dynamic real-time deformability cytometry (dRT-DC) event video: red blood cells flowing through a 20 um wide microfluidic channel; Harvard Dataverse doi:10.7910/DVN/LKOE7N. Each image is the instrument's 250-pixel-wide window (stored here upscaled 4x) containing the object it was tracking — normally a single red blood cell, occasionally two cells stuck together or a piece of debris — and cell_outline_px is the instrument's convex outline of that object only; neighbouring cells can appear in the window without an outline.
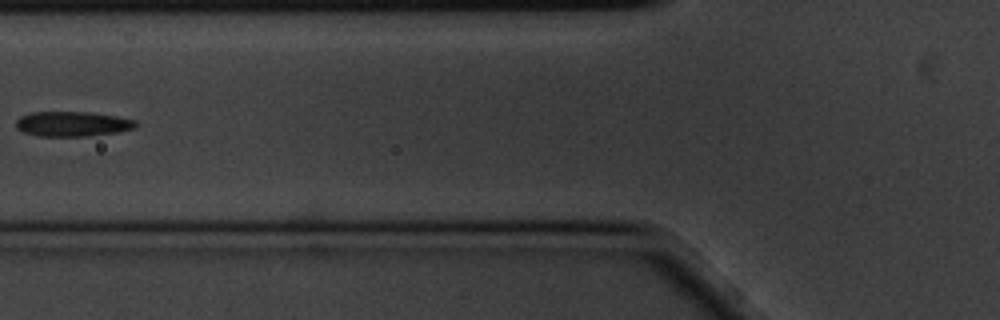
{"species": "common noctule bat (a hibernating species)", "species_latin": "Nyctalus noctula", "temperature_condition": "cold", "stored_images_in_passage": 5, "camera_frame_rate_fps": 3000, "um_per_image_px": 0.085, "animal": {"sex": "male", "body_mass_g": 20.1, "forearm_length_mm": 53.5}, "frame": {"image": 1, "passage_image": 5, "time_ms": 1.333, "image_size_px": [1000, 320], "cell_outline_px": [[140, 124], [136, 128], [120, 132], [88, 136], [40, 136], [24, 132], [16, 128], [16, 120], [20, 116], [32, 112], [92, 112], [116, 116], [136, 120]], "centroid_in_image_um": [6.21, 10.53], "position_along_channel_um": 119.6, "area_um2": 17.63}}